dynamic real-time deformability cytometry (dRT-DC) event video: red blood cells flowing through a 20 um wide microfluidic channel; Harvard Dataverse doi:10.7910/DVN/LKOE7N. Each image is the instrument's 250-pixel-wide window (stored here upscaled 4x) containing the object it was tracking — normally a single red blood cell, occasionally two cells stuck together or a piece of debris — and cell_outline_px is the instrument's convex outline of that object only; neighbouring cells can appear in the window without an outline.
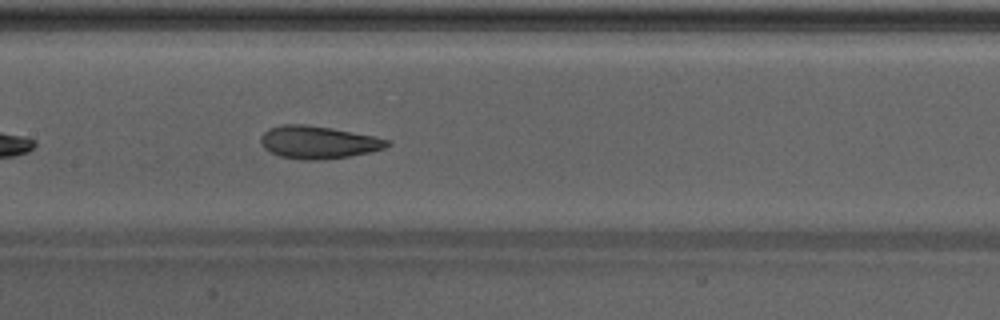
{"species": "Egyptian fruit bat (a non-hibernating species)", "species_latin": "Rousettus aegyptiacus", "temperature_condition": "warm", "stored_images_in_passage": 33, "camera_frame_rate_fps": 3000, "um_per_image_px": 0.085, "animal": {"sex": "male"}, "frame": {"image": 1, "passage_image": 10, "time_ms": 3.0, "image_size_px": [1000, 320], "cell_outline_px": [[392, 144], [384, 148], [372, 152], [348, 156], [316, 160], [304, 160], [280, 156], [264, 148], [260, 144], [260, 136], [268, 128], [280, 124], [304, 124], [332, 128], [392, 140]], "centroid_in_image_um": [27.04, 12.08], "position_along_channel_um": 180.4, "area_um2": 24.1}}